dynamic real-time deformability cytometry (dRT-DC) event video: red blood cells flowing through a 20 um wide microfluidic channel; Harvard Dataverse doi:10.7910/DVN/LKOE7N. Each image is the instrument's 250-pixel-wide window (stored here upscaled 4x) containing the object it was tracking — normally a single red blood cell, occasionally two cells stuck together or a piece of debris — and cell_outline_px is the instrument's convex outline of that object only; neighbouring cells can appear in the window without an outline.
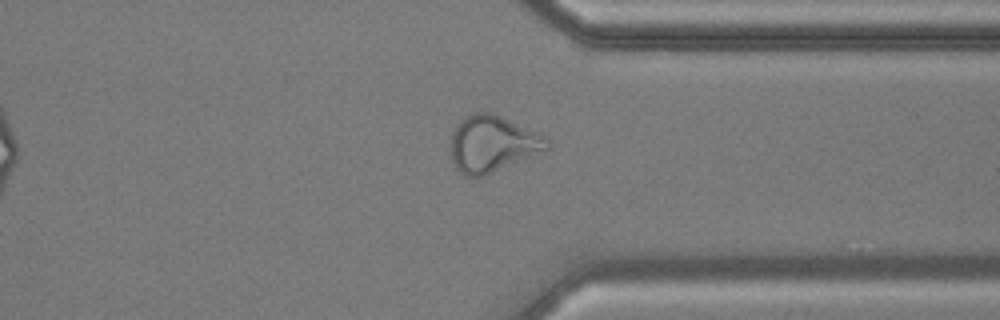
{"species": "common noctule bat (a hibernating species)", "species_latin": "Nyctalus noctula", "temperature_condition": "cold", "stored_images_in_passage": 36, "camera_frame_rate_fps": 3000, "um_per_image_px": 0.085, "animal": {"sex": "male", "body_mass_g": 17.9, "forearm_length_mm": 54.2}, "frame": {"image": 1, "passage_image": 31, "time_ms": 10.0, "image_size_px": [1000, 320], "cell_outline_px": [[552, 148], [544, 152], [484, 176], [464, 176], [456, 168], [452, 160], [452, 132], [456, 124], [464, 116], [472, 112], [492, 112], [536, 132], [552, 140]], "centroid_in_image_um": [41.9, 12.22], "position_along_channel_um": 369.5, "area_um2": 31.96}, "authors_computed_cell_mechanics": {"area_um2": 24.854, "velocity_mm_per_s": 3.6032, "shape_relaxation_time_tau1_ms": null, "shape_relaxation_time_tau2_ms": 1.4749, "deformation_change_tau1": null, "deformation_change_tau2": 0.0939}}